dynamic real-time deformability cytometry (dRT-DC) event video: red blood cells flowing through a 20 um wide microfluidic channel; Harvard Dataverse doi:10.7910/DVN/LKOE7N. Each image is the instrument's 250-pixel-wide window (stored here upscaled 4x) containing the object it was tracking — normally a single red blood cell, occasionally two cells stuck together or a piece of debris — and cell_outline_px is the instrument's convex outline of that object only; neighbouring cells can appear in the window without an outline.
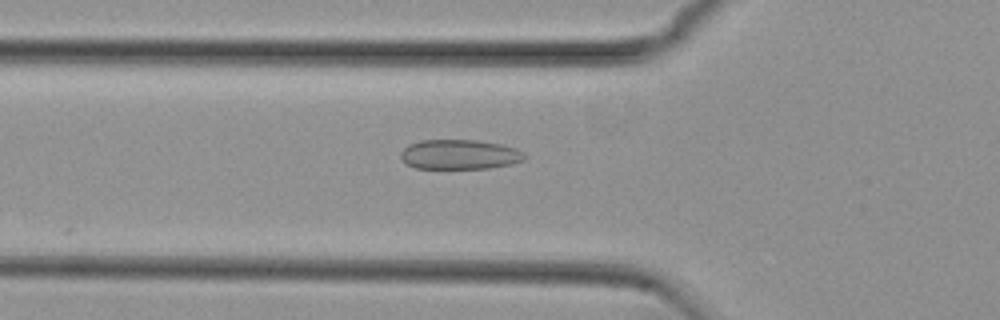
{"species": "common noctule bat (a hibernating species)", "species_latin": "Nyctalus noctula", "temperature_condition": "cold", "stored_images_in_passage": 7, "camera_frame_rate_fps": 3000, "um_per_image_px": 0.085, "animal": {"sex": "female", "body_mass_g": 29.2, "forearm_length_mm": 56.3}, "frame": {"image": 1, "passage_image": 3, "time_ms": 0.667, "image_size_px": [1000, 320], "cell_outline_px": [[528, 156], [524, 160], [512, 164], [488, 168], [416, 168], [404, 164], [400, 156], [400, 152], [408, 144], [420, 140], [476, 140], [500, 144], [516, 148], [524, 152]], "centroid_in_image_um": [39.06, 13.13], "position_along_channel_um": 86.7, "area_um2": 21.68}}
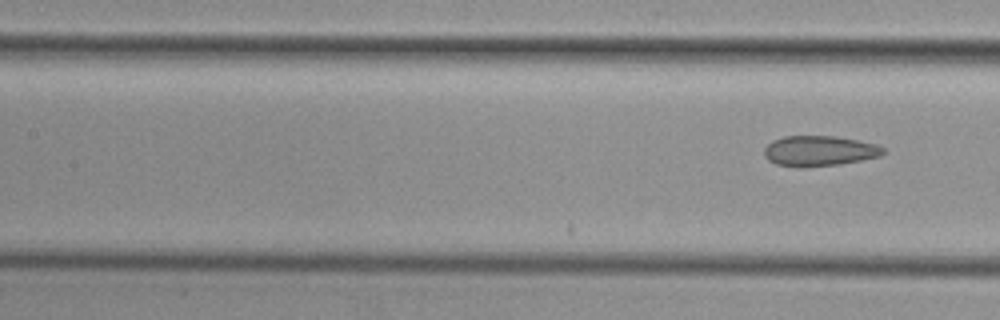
{"frame": {"image": 2, "passage_image": 7, "time_ms": 2.0, "image_size_px": [1000, 320], "cell_outline_px": [[884, 152], [880, 156], [840, 164], [804, 168], [796, 168], [776, 164], [768, 160], [764, 156], [764, 148], [772, 140], [784, 136], [836, 136], [876, 144], [884, 148]], "centroid_in_image_um": [69.59, 12.84], "position_along_channel_um": 137.8, "area_um2": 21.21}}